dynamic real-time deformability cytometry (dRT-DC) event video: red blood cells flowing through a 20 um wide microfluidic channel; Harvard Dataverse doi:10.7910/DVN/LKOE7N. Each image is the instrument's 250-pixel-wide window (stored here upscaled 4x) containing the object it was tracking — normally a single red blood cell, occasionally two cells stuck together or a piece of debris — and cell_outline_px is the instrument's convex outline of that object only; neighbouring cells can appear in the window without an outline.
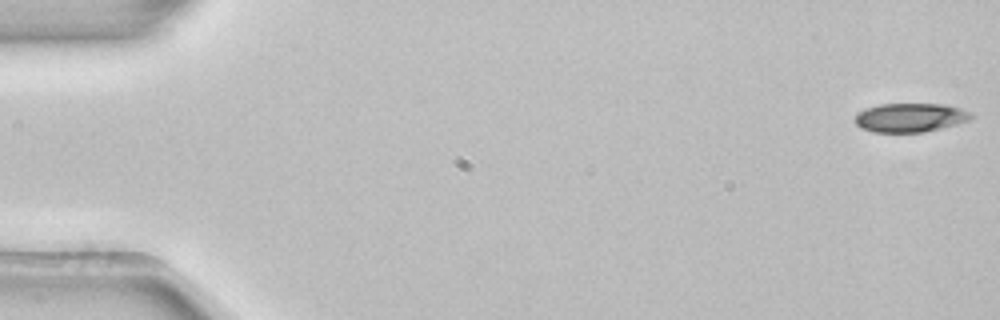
{"species": "common noctule bat (a hibernating species)", "species_latin": "Nyctalus noctula", "temperature_condition": "room temperature", "stored_images_in_passage": 4, "camera_frame_rate_fps": 3000, "um_per_image_px": 0.085, "animal": {"sex": "female", "body_mass_g": 22.7, "forearm_length_mm": 54.2}, "frame": {"image": 1, "passage_image": 1, "time_ms": 0.0, "image_size_px": [1000, 320], "cell_outline_px": [[972, 116], [968, 120], [956, 124], [924, 132], [872, 132], [860, 128], [856, 124], [856, 116], [860, 112], [868, 108], [880, 104], [944, 104], [960, 108], [972, 112]], "centroid_in_image_um": [77.38, 9.99], "position_along_channel_um": 7.6, "area_um2": 19.36}}